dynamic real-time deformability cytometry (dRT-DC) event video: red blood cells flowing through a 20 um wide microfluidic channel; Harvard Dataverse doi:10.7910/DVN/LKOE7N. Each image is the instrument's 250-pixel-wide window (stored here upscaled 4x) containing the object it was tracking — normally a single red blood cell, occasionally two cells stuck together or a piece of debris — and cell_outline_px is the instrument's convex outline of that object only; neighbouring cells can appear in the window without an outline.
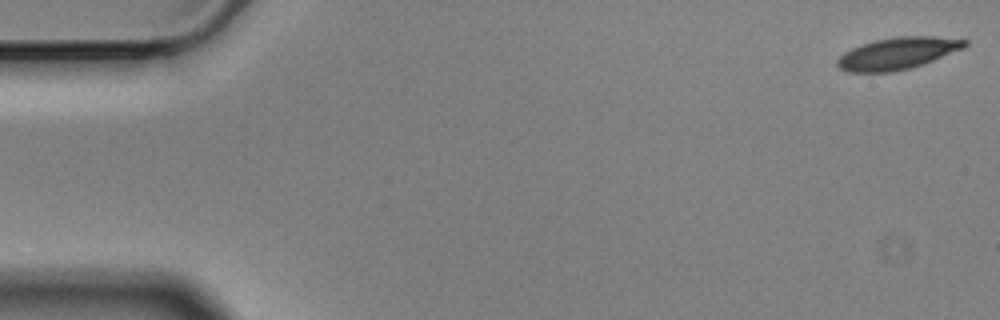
{"species": "Egyptian fruit bat (a non-hibernating species)", "species_latin": "Rousettus aegyptiacus", "temperature_condition": "cold", "stored_images_in_passage": 17, "camera_frame_rate_fps": 3000, "um_per_image_px": 0.085, "animal": {"sex": "male"}, "frame": {"image": 1, "passage_image": 1, "time_ms": 0.0, "image_size_px": [1000, 320], "cell_outline_px": [[968, 44], [964, 48], [924, 64], [892, 72], [848, 72], [840, 68], [836, 64], [836, 60], [844, 52], [852, 48], [876, 40], [896, 36], [936, 36], [968, 40]], "centroid_in_image_um": [76.31, 4.53], "position_along_channel_um": 8.7, "area_um2": 23.64}}
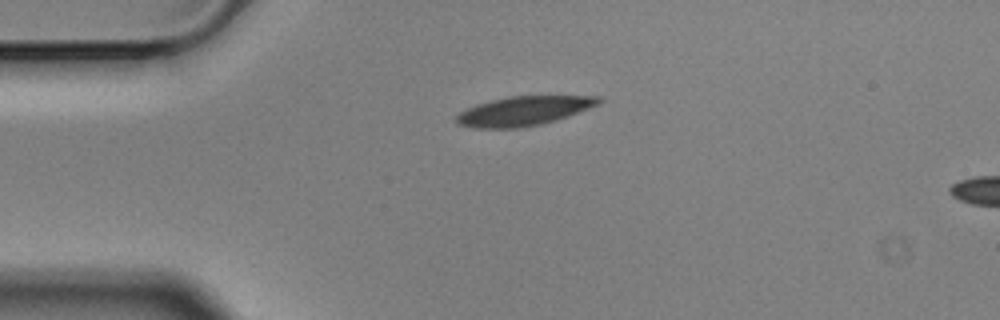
{"frame": {"image": 2, "passage_image": 13, "time_ms": 4.0, "image_size_px": [1000, 320], "cell_outline_px": [[604, 100], [600, 104], [568, 116], [556, 120], [524, 128], [472, 128], [456, 124], [452, 120], [460, 112], [476, 104], [508, 96], [600, 96]], "centroid_in_image_um": [44.49, 9.44], "position_along_channel_um": 40.5, "area_um2": 24.51}}